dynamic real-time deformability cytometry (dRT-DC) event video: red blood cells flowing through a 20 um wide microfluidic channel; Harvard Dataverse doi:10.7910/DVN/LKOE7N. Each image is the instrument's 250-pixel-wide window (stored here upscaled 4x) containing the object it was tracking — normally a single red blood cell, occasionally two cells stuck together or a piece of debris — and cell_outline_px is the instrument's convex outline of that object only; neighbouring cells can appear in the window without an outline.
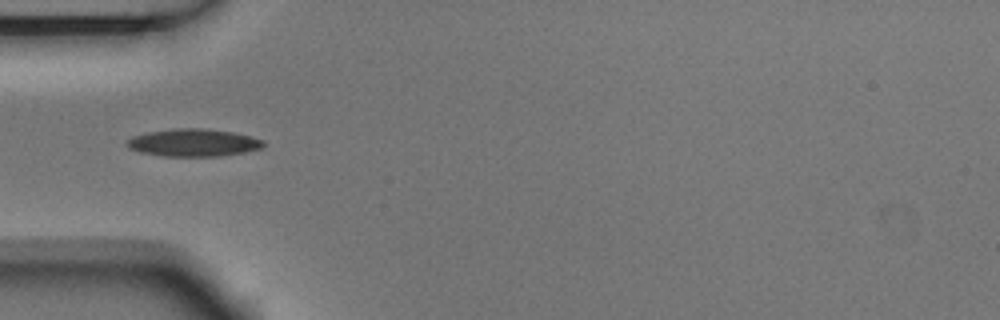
{"species": "Egyptian fruit bat (a non-hibernating species)", "species_latin": "Rousettus aegyptiacus", "temperature_condition": "room temperature", "stored_images_in_passage": 8, "camera_frame_rate_fps": 3000, "um_per_image_px": 0.085, "animal": {"sex": "male"}, "frame": {"image": 1, "passage_image": 6, "time_ms": 1.667, "image_size_px": [1000, 320], "cell_outline_px": [[264, 144], [260, 148], [244, 152], [220, 156], [164, 156], [140, 152], [128, 148], [124, 144], [132, 136], [148, 132], [172, 128], [204, 128], [232, 132], [264, 140]], "centroid_in_image_um": [16.39, 12.12], "position_along_channel_um": 68.6, "area_um2": 21.85}}
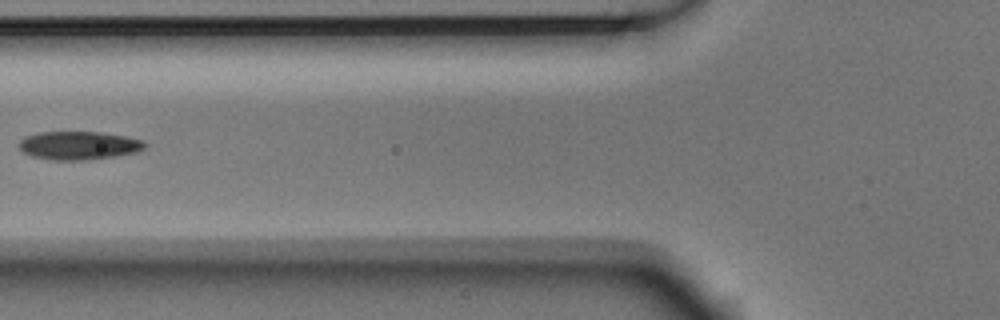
{"frame": {"image": 2, "passage_image": 7, "time_ms": 2.0, "image_size_px": [1000, 320], "cell_outline_px": [[148, 144], [144, 148], [136, 152], [116, 156], [88, 160], [52, 160], [32, 156], [24, 152], [16, 144], [24, 136], [40, 132], [100, 132], [124, 136], [144, 140]], "centroid_in_image_um": [6.69, 12.36], "position_along_channel_um": 119.1, "area_um2": 20.92}}
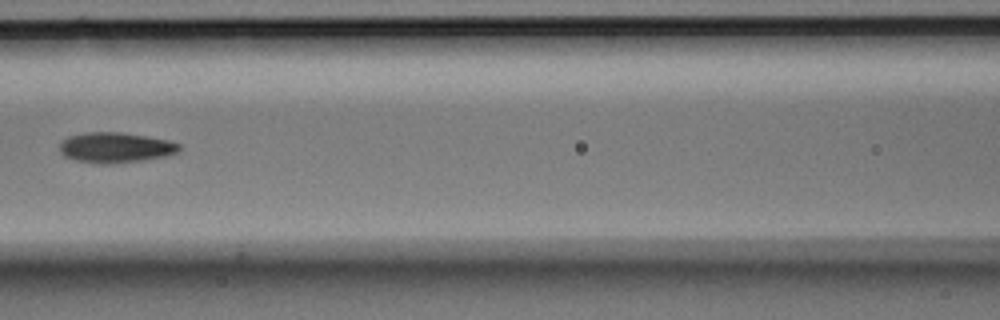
{"frame": {"image": 3, "passage_image": 8, "time_ms": 2.333, "image_size_px": [1000, 320], "cell_outline_px": [[180, 148], [176, 152], [164, 156], [140, 160], [108, 164], [100, 164], [76, 160], [64, 156], [60, 152], [60, 140], [68, 136], [84, 132], [120, 132], [168, 140], [180, 144]], "centroid_in_image_um": [9.75, 12.53], "position_along_channel_um": 156.9, "area_um2": 20.98}}